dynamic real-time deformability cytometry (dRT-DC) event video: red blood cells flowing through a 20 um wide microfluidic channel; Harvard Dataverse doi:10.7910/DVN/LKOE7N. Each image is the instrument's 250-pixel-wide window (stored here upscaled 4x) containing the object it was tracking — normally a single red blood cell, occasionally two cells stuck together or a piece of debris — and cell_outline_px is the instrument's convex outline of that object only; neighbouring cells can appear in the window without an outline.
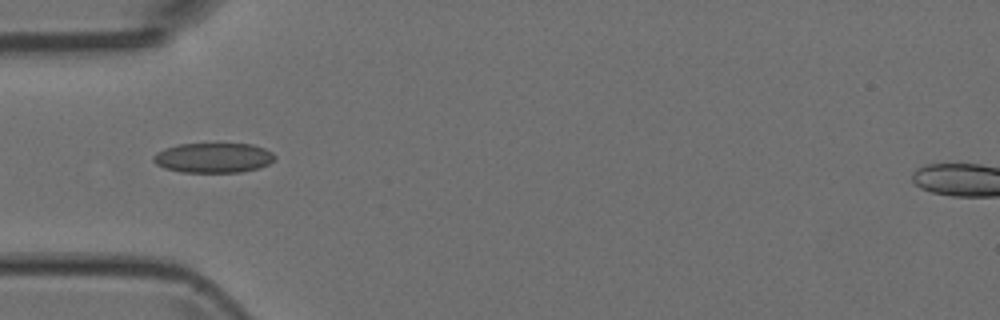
{"species": "Egyptian fruit bat (a non-hibernating species)", "species_latin": "Rousettus aegyptiacus", "temperature_condition": "room temperature", "stored_images_in_passage": 5, "camera_frame_rate_fps": 3000, "um_per_image_px": 0.085, "animal": {"sex": "female"}, "frame": {"image": 1, "passage_image": 1, "time_ms": 0.0, "image_size_px": [1000, 320], "cell_outline_px": [[276, 160], [260, 168], [240, 172], [180, 172], [164, 168], [156, 164], [152, 160], [152, 156], [156, 152], [164, 148], [176, 144], [216, 140], [252, 144], [264, 148], [272, 152], [276, 156]], "centroid_in_image_um": [18.13, 13.35], "position_along_channel_um": 66.9, "area_um2": 22.48}}
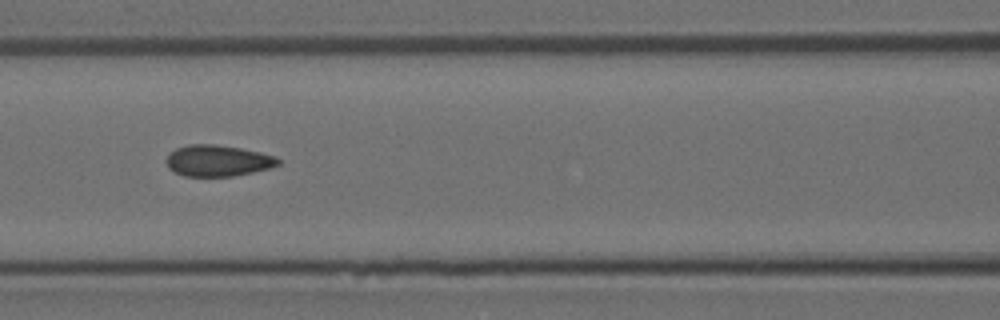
{"frame": {"image": 2, "passage_image": 3, "time_ms": 2.0, "image_size_px": [1000, 320], "cell_outline_px": [[280, 164], [268, 168], [252, 172], [232, 176], [184, 176], [168, 168], [168, 156], [176, 148], [188, 144], [216, 144], [240, 148], [260, 152], [276, 156], [280, 160]], "centroid_in_image_um": [18.54, 13.65], "position_along_channel_um": 148.1, "area_um2": 20.17}}
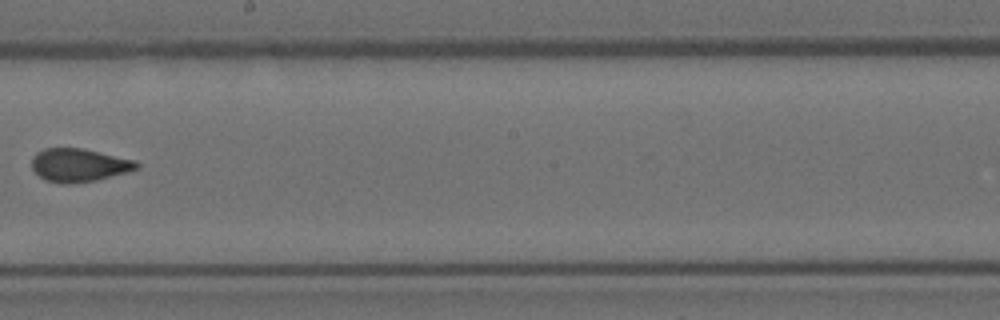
{"frame": {"image": 3, "passage_image": 5, "time_ms": 4.333, "image_size_px": [1000, 320], "cell_outline_px": [[140, 168], [96, 180], [72, 184], [64, 184], [44, 180], [32, 168], [32, 156], [36, 152], [44, 148], [84, 148], [136, 160], [140, 164]], "centroid_in_image_um": [6.71, 14.03], "position_along_channel_um": 241.5, "area_um2": 20.46}}